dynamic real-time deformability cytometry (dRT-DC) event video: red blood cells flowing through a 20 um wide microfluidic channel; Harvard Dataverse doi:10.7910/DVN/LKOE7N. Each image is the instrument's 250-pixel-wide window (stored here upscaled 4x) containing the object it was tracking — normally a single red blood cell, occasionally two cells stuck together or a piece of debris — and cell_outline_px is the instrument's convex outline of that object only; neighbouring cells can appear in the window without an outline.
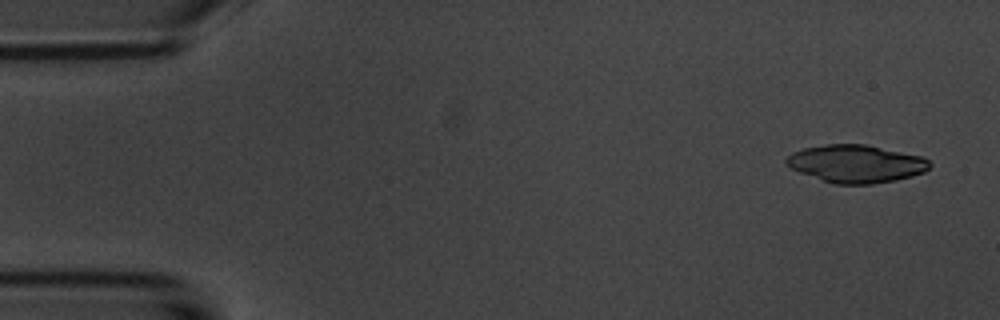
{"species": "common noctule bat (a hibernating species)", "species_latin": "Nyctalus noctula", "temperature_condition": "room temperature", "stored_images_in_passage": 4, "camera_frame_rate_fps": 3000, "um_per_image_px": 0.085, "animal": {"sex": "male", "body_mass_g": 20.1, "forearm_length_mm": 53.5}, "frame": {"image": 1, "passage_image": 1, "time_ms": 0.0, "image_size_px": [1000, 320], "cell_outline_px": [[932, 164], [924, 172], [912, 176], [896, 180], [872, 184], [836, 184], [800, 172], [784, 164], [784, 160], [792, 152], [804, 148], [828, 144], [864, 144], [920, 156], [928, 160]], "centroid_in_image_um": [72.75, 13.92], "position_along_channel_um": 12.2, "area_um2": 31.21}}